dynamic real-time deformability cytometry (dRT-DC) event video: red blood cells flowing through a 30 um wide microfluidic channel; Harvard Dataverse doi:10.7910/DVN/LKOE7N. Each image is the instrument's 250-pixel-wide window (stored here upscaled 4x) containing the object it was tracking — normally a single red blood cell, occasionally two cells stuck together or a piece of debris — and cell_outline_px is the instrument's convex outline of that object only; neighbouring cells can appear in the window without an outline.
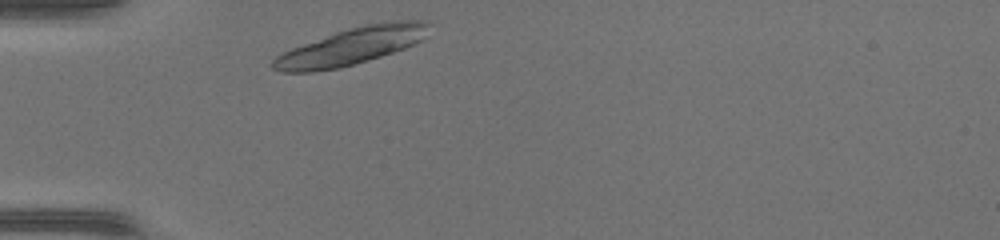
{"species": "common noctule bat (a hibernating species)", "species_latin": "Nyctalus noctula", "temperature_condition": "warm", "stored_images_in_passage": 29, "camera_frame_rate_fps": 3000, "um_per_image_px": 0.085, "animal": {"sex": "female", "body_mass_g": 17.0, "forearm_length_mm": 48.0}, "frame": {"image": 1, "passage_image": 1, "time_ms": 0.0, "image_size_px": [1000, 240], "cell_outline_px": [[428, 36], [404, 48], [368, 60], [340, 68], [312, 72], [280, 72], [272, 68], [268, 64], [276, 56], [292, 48], [336, 32], [348, 28], [364, 24], [384, 20], [428, 20]], "centroid_in_image_um": [29.87, 3.92], "position_along_channel_um": 55.1, "area_um2": 33.7}}
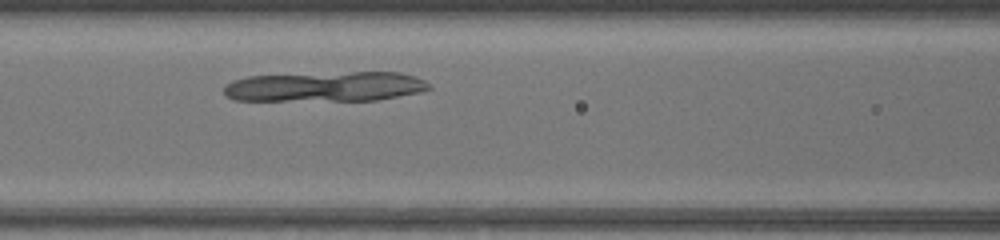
{"frame": {"image": 2, "passage_image": 8, "time_ms": 2.333, "image_size_px": [1000, 240], "cell_outline_px": [[432, 88], [420, 92], [376, 100], [232, 100], [224, 96], [224, 88], [232, 80], [248, 76], [352, 72], [400, 72], [416, 76], [424, 80]], "centroid_in_image_um": [27.66, 7.36], "position_along_channel_um": 138.9, "area_um2": 35.66}}